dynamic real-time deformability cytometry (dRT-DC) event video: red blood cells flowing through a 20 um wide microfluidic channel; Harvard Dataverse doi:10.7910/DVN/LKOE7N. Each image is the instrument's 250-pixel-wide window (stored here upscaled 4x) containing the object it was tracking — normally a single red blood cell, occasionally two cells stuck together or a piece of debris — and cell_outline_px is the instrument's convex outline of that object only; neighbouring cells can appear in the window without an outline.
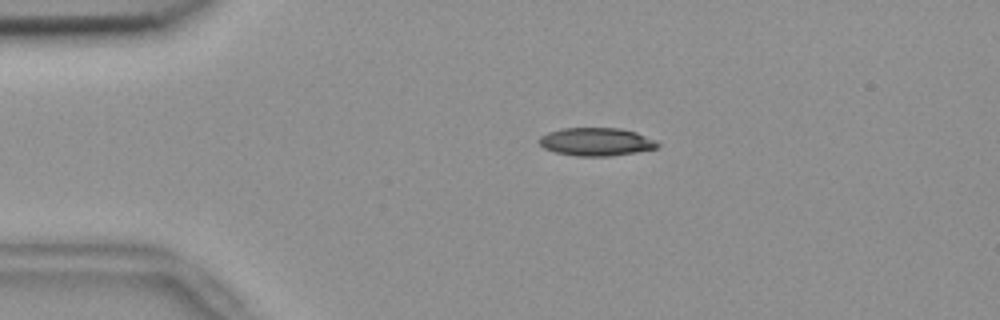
{"species": "common noctule bat (a hibernating species)", "species_latin": "Nyctalus noctula", "temperature_condition": "room temperature", "stored_images_in_passage": 51, "camera_frame_rate_fps": 3000, "um_per_image_px": 0.085, "animal": {"sex": "female", "body_mass_g": 18.4}, "frame": {"image": 1, "passage_image": 8, "time_ms": 2.333, "image_size_px": [1000, 320], "cell_outline_px": [[660, 144], [656, 148], [636, 152], [612, 156], [580, 156], [556, 152], [544, 148], [540, 144], [540, 136], [548, 132], [564, 128], [620, 128], [636, 132], [656, 140]], "centroid_in_image_um": [50.7, 12.05], "position_along_channel_um": 34.3, "area_um2": 19.25}}
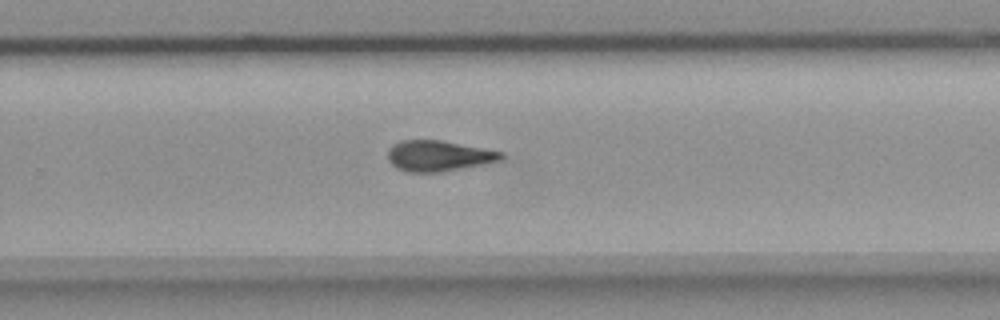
{"frame": {"image": 2, "passage_image": 32, "time_ms": 10.333, "image_size_px": [1000, 320], "cell_outline_px": [[504, 156], [500, 160], [484, 164], [440, 172], [408, 172], [396, 168], [388, 160], [388, 148], [392, 144], [400, 140], [444, 140], [504, 152]], "centroid_in_image_um": [37.26, 13.24], "position_along_channel_um": 292.5, "area_um2": 20.46}}
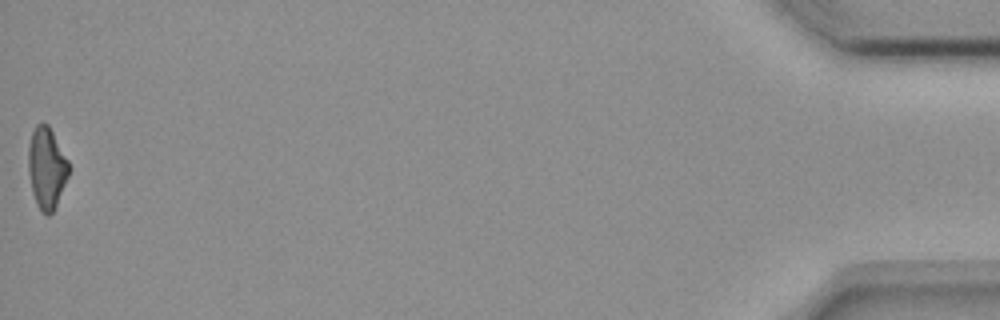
{"frame": {"image": 3, "passage_image": 51, "time_ms": 16.667, "image_size_px": [1000, 320], "cell_outline_px": [[68, 176], [56, 204], [52, 212], [48, 216], [36, 204], [32, 192], [28, 172], [28, 148], [32, 132], [36, 124], [48, 124], [68, 160]], "centroid_in_image_um": [3.94, 14.26], "position_along_channel_um": 431.3, "area_um2": 18.84}, "authors_computed_cell_mechanics": {"area_um2": 19.941, "velocity_mm_per_s": 3.7497, "shape_relaxation_time_tau1_ms": null, "shape_relaxation_time_tau2_ms": 6.7309, "deformation_change_tau1": null, "deformation_change_tau2": 0.1663}}